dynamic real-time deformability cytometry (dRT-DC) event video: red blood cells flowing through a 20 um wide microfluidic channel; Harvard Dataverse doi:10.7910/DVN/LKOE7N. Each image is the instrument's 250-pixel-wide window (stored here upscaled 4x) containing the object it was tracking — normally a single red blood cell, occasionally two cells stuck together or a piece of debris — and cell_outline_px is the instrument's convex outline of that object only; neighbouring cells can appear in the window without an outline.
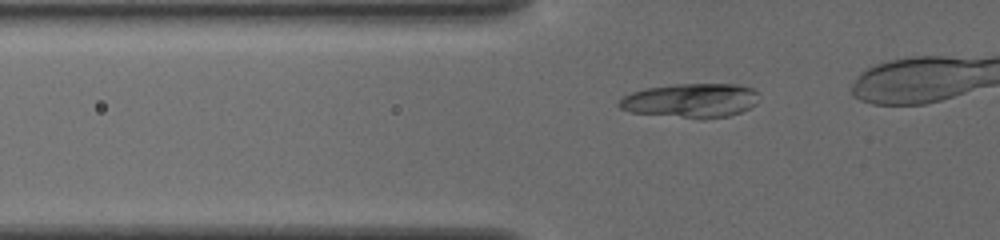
{"species": "common noctule bat (a hibernating species)", "species_latin": "Nyctalus noctula", "temperature_condition": "cold", "stored_images_in_passage": 29, "camera_frame_rate_fps": 3000, "um_per_image_px": 0.085, "animal": {"sex": "female", "body_mass_g": 19.5, "forearm_length_mm": 54.1}, "frame": {"image": 1, "passage_image": 3, "time_ms": 0.667, "image_size_px": [1000, 240], "cell_outline_px": [[760, 100], [756, 104], [740, 112], [728, 116], [684, 116], [632, 112], [620, 108], [616, 104], [624, 96], [632, 92], [644, 88], [672, 84], [740, 84], [752, 88], [756, 92]], "centroid_in_image_um": [58.73, 8.49], "position_along_channel_um": 67.1, "area_um2": 27.11}}
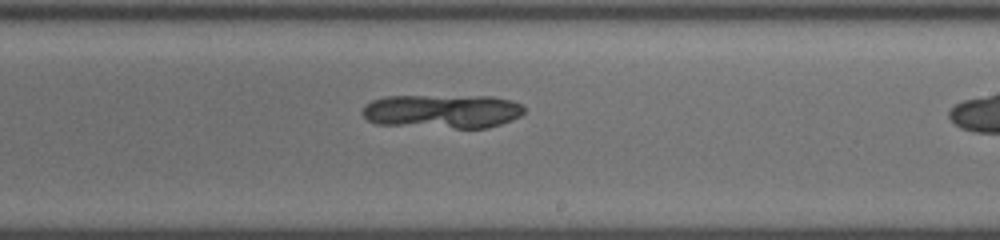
{"frame": {"image": 2, "passage_image": 18, "time_ms": 5.667, "image_size_px": [1000, 240], "cell_outline_px": [[524, 112], [520, 116], [512, 120], [488, 128], [456, 128], [376, 124], [368, 120], [360, 112], [364, 104], [372, 100], [388, 96], [492, 96], [512, 100], [524, 104]], "centroid_in_image_um": [37.61, 9.45], "position_along_channel_um": 251.4, "area_um2": 32.31}}
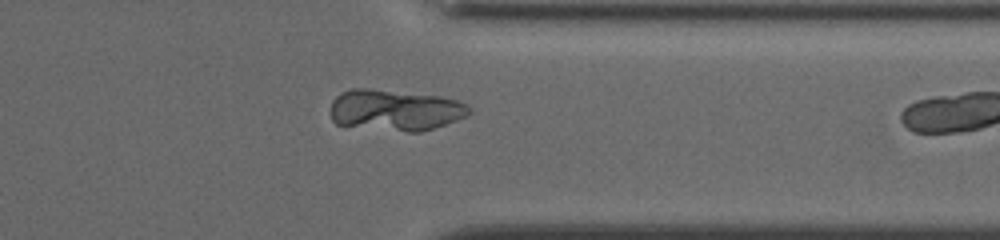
{"frame": {"image": 3, "passage_image": 28, "time_ms": 9.0, "image_size_px": [1000, 240], "cell_outline_px": [[472, 112], [468, 116], [420, 132], [408, 132], [336, 124], [332, 120], [332, 100], [340, 92], [352, 88], [372, 88], [440, 96], [456, 100], [464, 104]], "centroid_in_image_um": [33.57, 9.34], "position_along_channel_um": 377.8, "area_um2": 33.12}}